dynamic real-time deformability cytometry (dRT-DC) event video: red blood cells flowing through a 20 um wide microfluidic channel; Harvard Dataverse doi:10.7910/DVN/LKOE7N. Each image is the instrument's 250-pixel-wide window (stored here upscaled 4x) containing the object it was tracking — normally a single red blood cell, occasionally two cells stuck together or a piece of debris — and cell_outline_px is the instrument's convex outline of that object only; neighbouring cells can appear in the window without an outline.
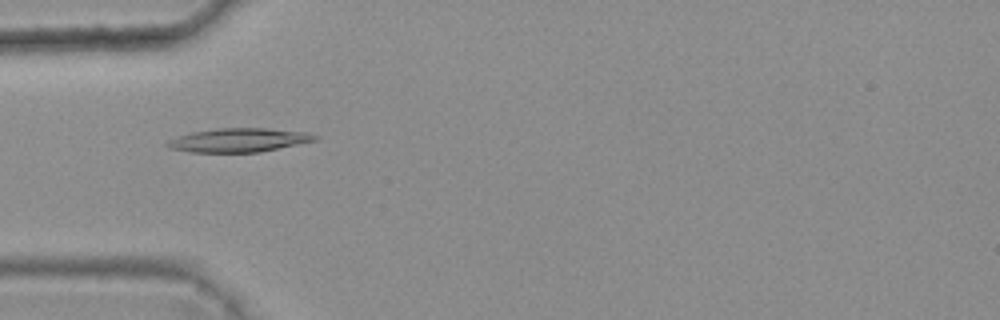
{"species": "common noctule bat (a hibernating species)", "species_latin": "Nyctalus noctula", "temperature_condition": "warm", "stored_images_in_passage": 8, "camera_frame_rate_fps": 3000, "um_per_image_px": 0.085, "animal": {"sex": "female", "body_mass_g": 25.1}, "frame": {"image": 1, "passage_image": 4, "time_ms": 1.0, "image_size_px": [1000, 320], "cell_outline_px": [[320, 136], [316, 140], [260, 152], [188, 152], [168, 148], [164, 144], [168, 140], [192, 132], [216, 128], [268, 128], [308, 132]], "centroid_in_image_um": [20.29, 11.9], "position_along_channel_um": 64.7, "area_um2": 20.52}}
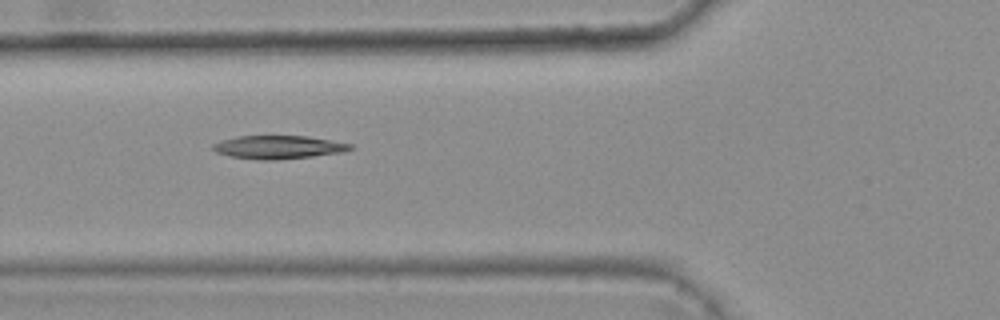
{"frame": {"image": 2, "passage_image": 5, "time_ms": 1.333, "image_size_px": [1000, 320], "cell_outline_px": [[356, 148], [344, 152], [312, 156], [276, 160], [260, 160], [228, 156], [216, 152], [212, 148], [212, 144], [220, 140], [236, 136], [308, 136], [352, 144]], "centroid_in_image_um": [23.66, 12.51], "position_along_channel_um": 102.1, "area_um2": 18.79}}
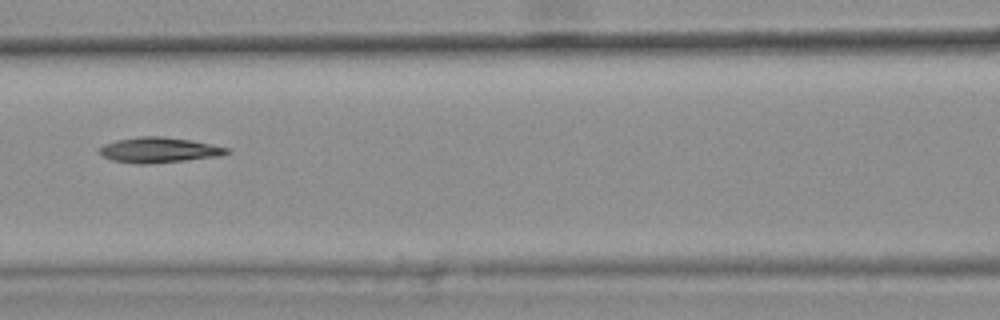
{"frame": {"image": 3, "passage_image": 6, "time_ms": 1.667, "image_size_px": [1000, 320], "cell_outline_px": [[232, 152], [220, 156], [148, 164], [136, 164], [112, 160], [100, 156], [96, 152], [104, 144], [116, 140], [140, 136], [164, 136], [192, 140], [232, 148]], "centroid_in_image_um": [13.52, 12.75], "position_along_channel_um": 153.1, "area_um2": 19.13}}